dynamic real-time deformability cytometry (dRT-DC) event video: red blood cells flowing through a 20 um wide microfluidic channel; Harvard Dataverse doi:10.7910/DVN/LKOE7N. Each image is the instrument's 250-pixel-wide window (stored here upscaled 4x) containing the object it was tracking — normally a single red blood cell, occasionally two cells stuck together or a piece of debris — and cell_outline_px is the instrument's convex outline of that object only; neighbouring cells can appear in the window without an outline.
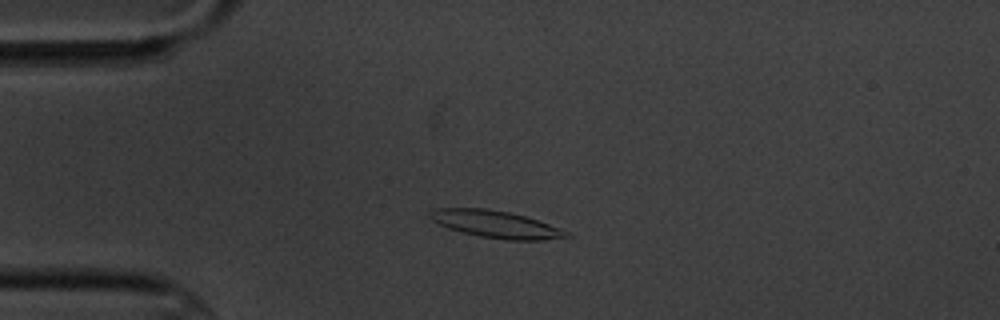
{"species": "common noctule bat (a hibernating species)", "species_latin": "Nyctalus noctula", "temperature_condition": "cold", "stored_images_in_passage": 4, "camera_frame_rate_fps": 3000, "um_per_image_px": 0.085, "animal": {"sex": "male", "body_mass_g": 20.1, "forearm_length_mm": 53.5}, "frame": {"image": 1, "passage_image": 3, "time_ms": 3.0, "image_size_px": [1000, 320], "cell_outline_px": [[572, 236], [540, 240], [508, 240], [480, 236], [448, 228], [432, 220], [428, 216], [428, 212], [432, 208], [488, 208], [508, 212], [524, 216], [548, 224], [568, 232]], "centroid_in_image_um": [42.09, 19.05], "position_along_channel_um": 42.9, "area_um2": 21.33}}